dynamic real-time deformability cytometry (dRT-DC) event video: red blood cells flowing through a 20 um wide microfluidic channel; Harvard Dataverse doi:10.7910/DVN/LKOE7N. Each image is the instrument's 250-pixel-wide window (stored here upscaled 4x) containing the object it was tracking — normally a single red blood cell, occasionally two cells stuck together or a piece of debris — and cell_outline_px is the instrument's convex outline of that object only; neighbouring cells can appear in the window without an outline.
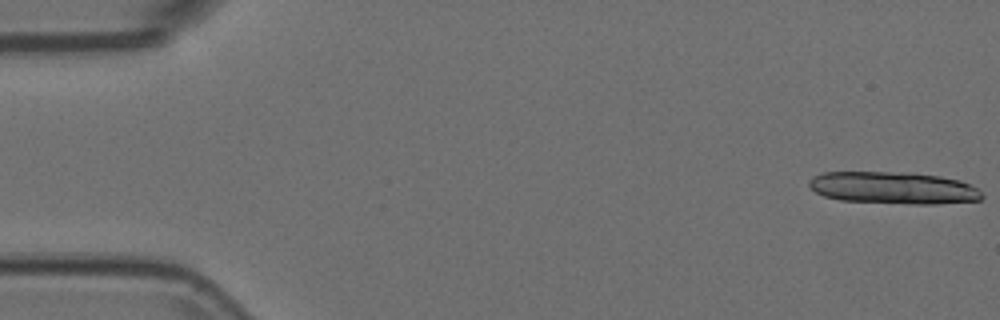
{"species": "Egyptian fruit bat (a non-hibernating species)", "species_latin": "Rousettus aegyptiacus", "temperature_condition": "room temperature", "stored_images_in_passage": 13, "camera_frame_rate_fps": 3000, "um_per_image_px": 0.085, "animal": {"sex": "female"}, "frame": {"image": 1, "passage_image": 1, "time_ms": 0.0, "image_size_px": [1000, 320], "cell_outline_px": [[984, 196], [980, 200], [936, 204], [912, 204], [840, 200], [824, 196], [816, 192], [808, 184], [808, 180], [812, 176], [824, 172], [912, 172], [940, 176], [960, 180], [976, 188]], "centroid_in_image_um": [75.92, 15.96], "position_along_channel_um": 9.1, "area_um2": 32.48}}